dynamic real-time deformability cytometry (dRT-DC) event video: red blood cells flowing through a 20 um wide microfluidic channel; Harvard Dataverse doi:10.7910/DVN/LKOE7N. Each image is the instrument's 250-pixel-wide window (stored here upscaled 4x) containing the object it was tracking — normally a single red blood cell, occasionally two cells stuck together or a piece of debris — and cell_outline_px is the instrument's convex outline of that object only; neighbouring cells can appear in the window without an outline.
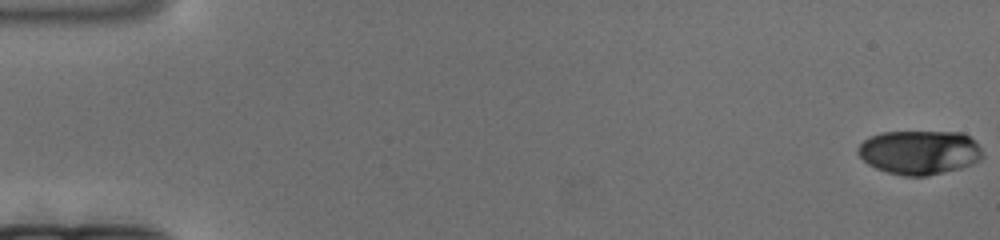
{"species": "human", "species_latin": "Homo sapiens", "temperature_condition": "cold", "stored_images_in_passage": 175, "camera_frame_rate_fps": 3000, "um_per_image_px": 0.085, "donor": {"sex": "female"}, "frame": {"image": 1, "passage_image": 1, "time_ms": 0.0, "image_size_px": [1000, 240], "cell_outline_px": [[984, 156], [980, 160], [972, 164], [960, 168], [928, 176], [904, 176], [888, 172], [876, 168], [868, 164], [856, 152], [856, 148], [864, 140], [880, 132], [964, 132], [980, 148]], "centroid_in_image_um": [78.15, 12.95], "position_along_channel_um": 6.9, "area_um2": 32.02}}
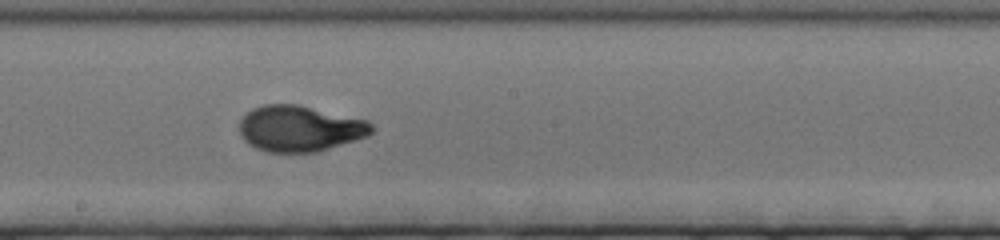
{"frame": {"image": 2, "passage_image": 98, "time_ms": 32.333, "image_size_px": [1000, 240], "cell_outline_px": [[376, 128], [368, 136], [356, 140], [316, 152], [268, 152], [256, 148], [248, 144], [240, 136], [240, 120], [252, 108], [264, 104], [300, 104], [368, 120]], "centroid_in_image_um": [25.5, 10.91], "position_along_channel_um": 222.7, "area_um2": 35.72}}
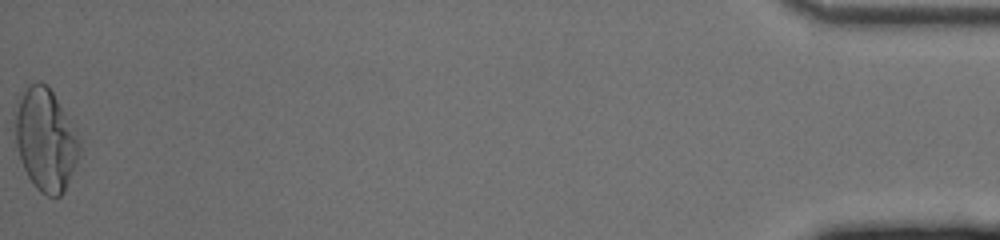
{"frame": {"image": 3, "passage_image": 175, "time_ms": 58.0, "image_size_px": [1000, 240], "cell_outline_px": [[80, 152], [76, 164], [64, 192], [60, 196], [48, 196], [40, 192], [32, 184], [20, 160], [16, 144], [16, 100], [36, 80], [40, 80], [48, 84], [80, 140]], "centroid_in_image_um": [3.87, 11.89], "position_along_channel_um": 431.3, "area_um2": 38.03}}